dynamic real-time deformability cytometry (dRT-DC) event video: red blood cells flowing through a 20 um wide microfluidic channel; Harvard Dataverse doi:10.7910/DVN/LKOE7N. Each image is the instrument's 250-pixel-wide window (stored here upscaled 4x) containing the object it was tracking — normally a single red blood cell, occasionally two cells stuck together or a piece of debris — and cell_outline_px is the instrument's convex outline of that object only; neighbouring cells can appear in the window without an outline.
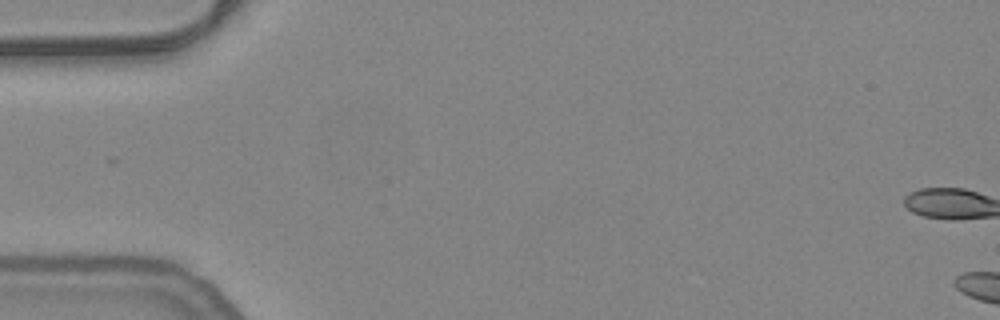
{"species": "common noctule bat (a hibernating species)", "species_latin": "Nyctalus noctula", "temperature_condition": "warm", "stored_images_in_passage": 2, "camera_frame_rate_fps": 3000, "um_per_image_px": 0.085, "animal": {"sex": "female", "body_mass_g": 24.6, "forearm_length_mm": 56.2}, "frame": {"image": 1, "passage_image": 1, "time_ms": 0.0, "image_size_px": [1000, 320], "cell_outline_px": [[192, 24], [184, 32], [176, 36], [156, 40], [20, 40], [24, 36], [188, 24]], "centroid_in_image_um": [9.99, 2.9], "position_along_channel_um": 75.0, "area_um2": 11.04}}